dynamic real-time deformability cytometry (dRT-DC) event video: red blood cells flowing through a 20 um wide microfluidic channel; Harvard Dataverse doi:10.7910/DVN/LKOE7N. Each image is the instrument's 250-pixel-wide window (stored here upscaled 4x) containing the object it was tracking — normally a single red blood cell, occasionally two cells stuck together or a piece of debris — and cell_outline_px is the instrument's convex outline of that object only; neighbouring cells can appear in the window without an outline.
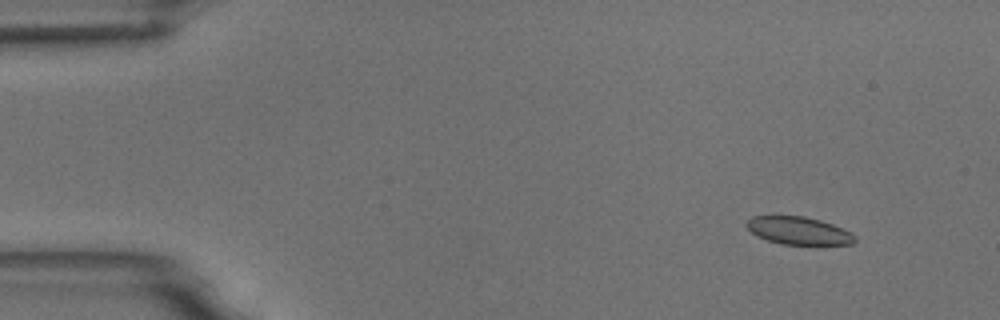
{"species": "common noctule bat (a hibernating species)", "species_latin": "Nyctalus noctula", "temperature_condition": "room temperature", "stored_images_in_passage": 4, "camera_frame_rate_fps": 3000, "um_per_image_px": 0.085, "animal": {"sex": "male", "body_mass_g": 18.8}, "frame": {"image": 1, "passage_image": 1, "time_ms": 0.0, "image_size_px": [1000, 320], "cell_outline_px": [[856, 240], [852, 244], [780, 244], [756, 236], [744, 224], [752, 216], [804, 216], [820, 220], [832, 224], [852, 232], [856, 236]], "centroid_in_image_um": [67.88, 19.6], "position_along_channel_um": 17.1, "area_um2": 17.46}}
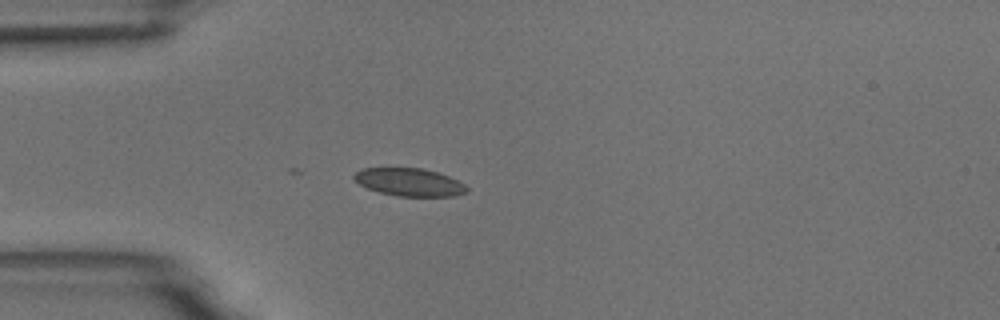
{"frame": {"image": 2, "passage_image": 4, "time_ms": 3.333, "image_size_px": [1000, 320], "cell_outline_px": [[468, 192], [452, 196], [396, 196], [380, 192], [368, 188], [360, 184], [352, 176], [360, 168], [424, 168], [448, 176], [464, 184], [468, 188]], "centroid_in_image_um": [34.79, 15.48], "position_along_channel_um": 50.2, "area_um2": 18.15}}